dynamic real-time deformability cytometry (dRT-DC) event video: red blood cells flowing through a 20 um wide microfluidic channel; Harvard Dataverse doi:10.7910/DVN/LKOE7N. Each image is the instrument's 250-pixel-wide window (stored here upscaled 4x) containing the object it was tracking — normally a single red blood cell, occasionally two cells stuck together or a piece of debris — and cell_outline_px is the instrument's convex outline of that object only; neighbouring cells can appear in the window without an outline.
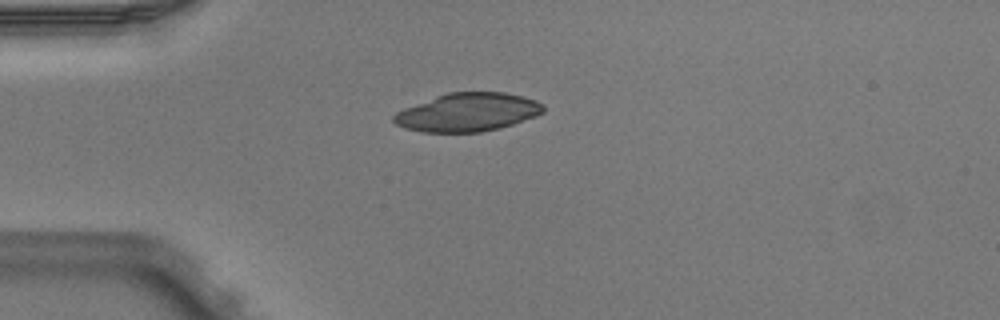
{"species": "Egyptian fruit bat (a non-hibernating species)", "species_latin": "Rousettus aegyptiacus", "temperature_condition": "warm", "stored_images_in_passage": 5, "camera_frame_rate_fps": 3000, "um_per_image_px": 0.085, "animal": {"sex": "male"}, "frame": {"image": 1, "passage_image": 5, "time_ms": 1.333, "image_size_px": [1000, 320], "cell_outline_px": [[544, 112], [536, 116], [512, 124], [480, 132], [424, 132], [404, 128], [396, 124], [392, 120], [392, 116], [396, 112], [404, 108], [436, 96], [448, 92], [504, 92], [536, 100], [544, 104]], "centroid_in_image_um": [39.74, 9.54], "position_along_channel_um": 45.3, "area_um2": 33.29}}